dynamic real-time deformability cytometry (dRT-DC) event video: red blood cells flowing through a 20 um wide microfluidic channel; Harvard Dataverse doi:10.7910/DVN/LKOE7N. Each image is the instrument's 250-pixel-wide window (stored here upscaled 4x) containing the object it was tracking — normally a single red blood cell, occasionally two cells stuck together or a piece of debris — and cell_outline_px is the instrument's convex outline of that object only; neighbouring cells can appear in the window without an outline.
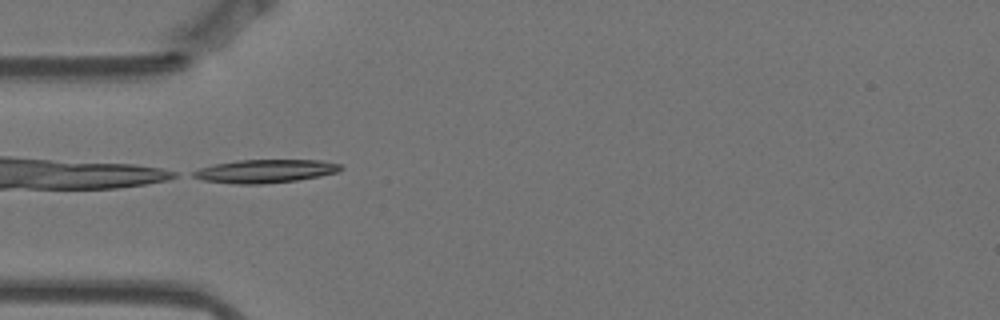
{"species": "Egyptian fruit bat (a non-hibernating species)", "species_latin": "Rousettus aegyptiacus", "temperature_condition": "warm", "stored_images_in_passage": 38, "camera_frame_rate_fps": 3000, "um_per_image_px": 0.085, "animal": {"sex": "female"}, "frame": {"image": 1, "passage_image": 1, "time_ms": 0.0, "image_size_px": [1000, 320], "cell_outline_px": [[344, 168], [340, 172], [320, 176], [296, 180], [260, 184], [236, 184], [204, 180], [192, 176], [192, 172], [200, 168], [216, 164], [236, 160], [320, 160], [340, 164]], "centroid_in_image_um": [22.59, 14.54], "position_along_channel_um": 62.4, "area_um2": 19.94}}
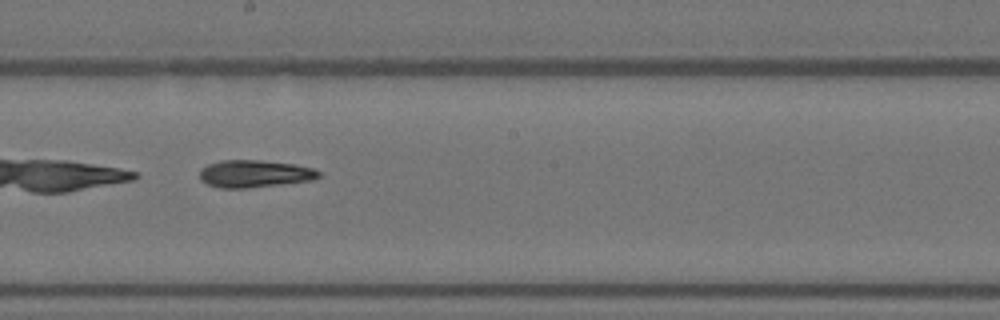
{"frame": {"image": 2, "passage_image": 15, "time_ms": 4.667, "image_size_px": [1000, 320], "cell_outline_px": [[320, 176], [312, 180], [280, 184], [244, 188], [220, 188], [208, 184], [200, 180], [200, 168], [208, 164], [220, 160], [260, 160], [292, 164], [312, 168], [320, 172]], "centroid_in_image_um": [21.59, 14.76], "position_along_channel_um": 226.6, "area_um2": 18.84}}
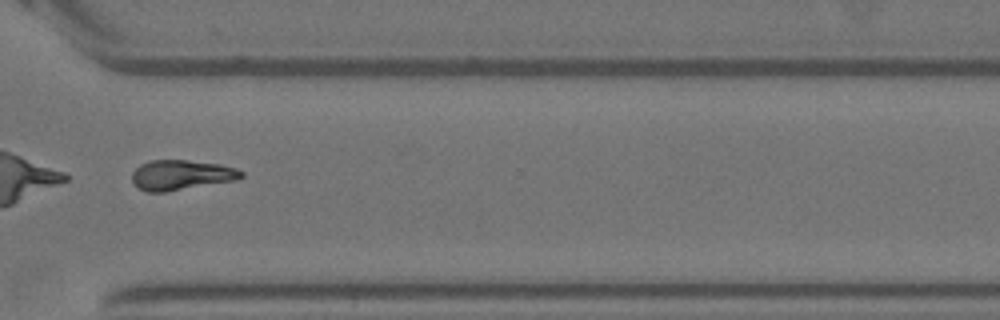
{"frame": {"image": 3, "passage_image": 26, "time_ms": 8.333, "image_size_px": [1000, 320], "cell_outline_px": [[244, 176], [240, 180], [164, 192], [148, 192], [136, 188], [132, 180], [132, 172], [140, 164], [148, 160], [188, 160], [220, 164], [236, 168], [244, 172]], "centroid_in_image_um": [15.42, 14.88], "position_along_channel_um": 355.2, "area_um2": 19.48}, "authors_computed_cell_mechanics": {"area_um2": 18.8717, "velocity_mm_per_s": 3.5139, "shape_relaxation_time_tau1_ms": 3.7161, "shape_relaxation_time_tau2_ms": 6.2387, "deformation_change_tau1": 0.1842, "deformation_change_tau2": 0.167}}